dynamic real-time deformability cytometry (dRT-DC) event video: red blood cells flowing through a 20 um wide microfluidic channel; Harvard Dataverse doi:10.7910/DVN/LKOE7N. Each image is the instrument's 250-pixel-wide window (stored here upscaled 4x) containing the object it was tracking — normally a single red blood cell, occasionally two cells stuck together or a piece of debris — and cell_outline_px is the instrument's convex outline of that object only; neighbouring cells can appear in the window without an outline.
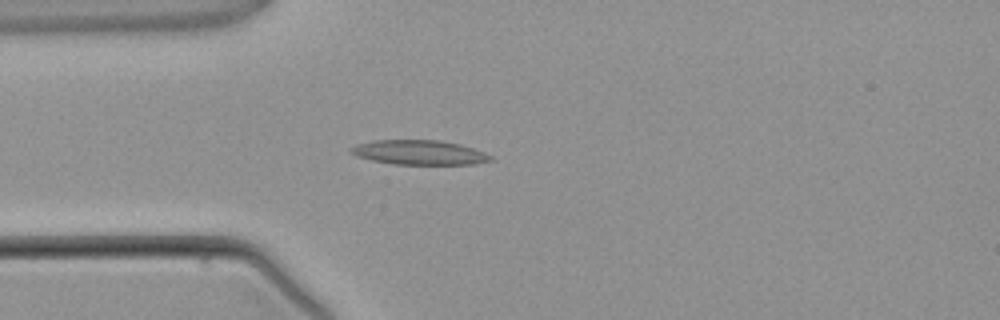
{"species": "common noctule bat (a hibernating species)", "species_latin": "Nyctalus noctula", "temperature_condition": "warm", "stored_images_in_passage": 2, "camera_frame_rate_fps": 3000, "um_per_image_px": 0.085, "animal": {"sex": "male", "body_mass_g": 21.5, "forearm_length_mm": 52.0}, "frame": {"image": 1, "passage_image": 2, "time_ms": 1.333, "image_size_px": [1000, 320], "cell_outline_px": [[492, 160], [472, 164], [392, 164], [372, 160], [356, 156], [348, 152], [348, 148], [356, 144], [372, 140], [440, 140], [460, 144], [484, 152], [492, 156]], "centroid_in_image_um": [35.57, 12.95], "position_along_channel_um": 49.4, "area_um2": 20.06}}